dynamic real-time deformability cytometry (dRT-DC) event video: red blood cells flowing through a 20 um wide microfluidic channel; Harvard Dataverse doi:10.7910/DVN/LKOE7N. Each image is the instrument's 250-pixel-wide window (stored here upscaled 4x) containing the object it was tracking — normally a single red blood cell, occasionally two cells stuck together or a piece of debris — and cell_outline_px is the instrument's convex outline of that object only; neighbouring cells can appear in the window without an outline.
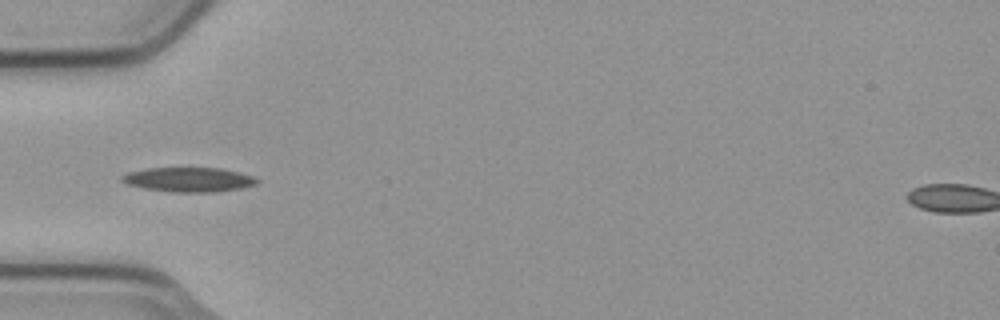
{"species": "common noctule bat (a hibernating species)", "species_latin": "Nyctalus noctula", "temperature_condition": "cold", "stored_images_in_passage": 8, "camera_frame_rate_fps": 3000, "um_per_image_px": 0.085, "animal": {"sex": "male", "body_mass_g": 23.1, "forearm_length_mm": 52.7}, "frame": {"image": 1, "passage_image": 7, "time_ms": 2.0, "image_size_px": [1000, 320], "cell_outline_px": [[260, 180], [256, 184], [240, 188], [216, 192], [172, 192], [144, 188], [128, 184], [120, 180], [120, 176], [128, 172], [144, 168], [220, 168], [240, 172], [252, 176]], "centroid_in_image_um": [16.03, 15.26], "position_along_channel_um": 69.0, "area_um2": 19.31}}
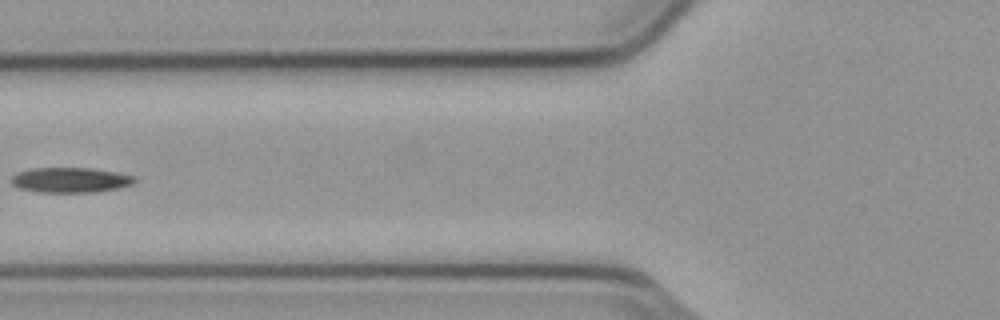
{"frame": {"image": 2, "passage_image": 8, "time_ms": 2.333, "image_size_px": [1000, 320], "cell_outline_px": [[136, 180], [132, 184], [120, 188], [92, 192], [40, 192], [20, 188], [12, 184], [12, 176], [16, 172], [32, 168], [88, 168], [116, 172], [136, 176]], "centroid_in_image_um": [6.0, 15.29], "position_along_channel_um": 119.8, "area_um2": 17.98}}